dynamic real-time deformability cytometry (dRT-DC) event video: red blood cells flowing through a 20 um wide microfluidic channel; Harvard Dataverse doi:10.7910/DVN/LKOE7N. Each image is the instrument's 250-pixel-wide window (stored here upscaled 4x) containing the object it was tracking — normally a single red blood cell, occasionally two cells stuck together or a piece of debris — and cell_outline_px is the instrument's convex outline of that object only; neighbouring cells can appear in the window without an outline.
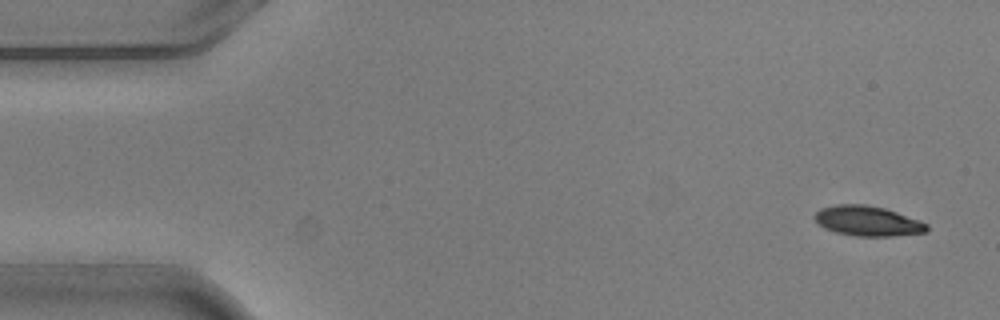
{"species": "common noctule bat (a hibernating species)", "species_latin": "Nyctalus noctula", "temperature_condition": "warm", "stored_images_in_passage": 4, "camera_frame_rate_fps": 3000, "um_per_image_px": 0.085, "animal": {"sex": "male", "body_mass_g": 20.5, "forearm_length_mm": 52.5}, "frame": {"image": 1, "passage_image": 1, "time_ms": 0.0, "image_size_px": [1000, 320], "cell_outline_px": [[928, 232], [892, 236], [856, 236], [836, 232], [824, 228], [816, 224], [812, 216], [820, 208], [836, 204], [864, 204], [884, 208], [920, 220], [928, 224]], "centroid_in_image_um": [73.71, 18.78], "position_along_channel_um": 11.3, "area_um2": 19.83}}
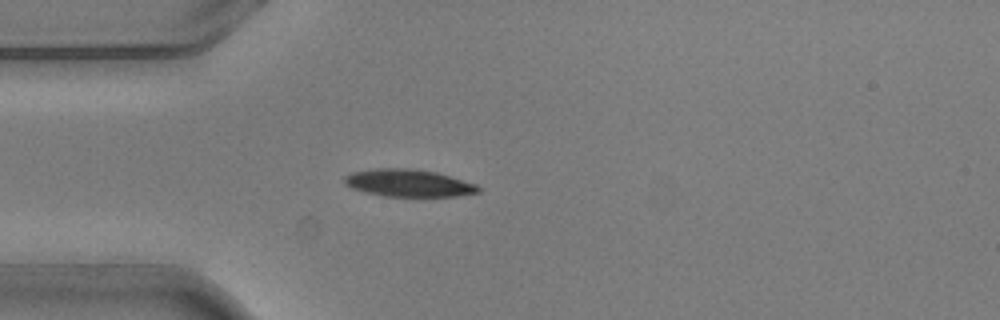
{"frame": {"image": 2, "passage_image": 4, "time_ms": 1.0, "image_size_px": [1000, 320], "cell_outline_px": [[480, 192], [456, 196], [384, 196], [364, 192], [352, 188], [344, 184], [344, 176], [352, 172], [372, 168], [408, 168], [436, 172], [476, 184], [480, 188]], "centroid_in_image_um": [34.68, 15.55], "position_along_channel_um": 50.3, "area_um2": 21.33}}